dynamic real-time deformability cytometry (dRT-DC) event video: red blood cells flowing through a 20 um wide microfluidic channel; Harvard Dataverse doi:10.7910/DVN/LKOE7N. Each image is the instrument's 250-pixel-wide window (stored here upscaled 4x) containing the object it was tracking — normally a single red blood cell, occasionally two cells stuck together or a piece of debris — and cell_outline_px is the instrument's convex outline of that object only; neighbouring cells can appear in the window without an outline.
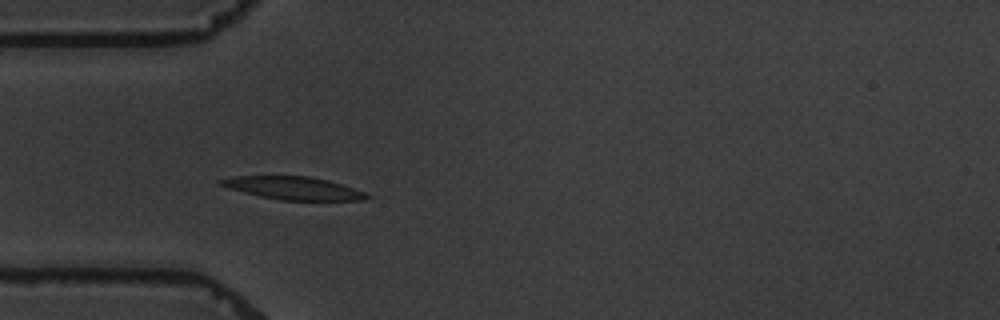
{"species": "common noctule bat (a hibernating species)", "species_latin": "Nyctalus noctula", "temperature_condition": "warm", "stored_images_in_passage": 5, "camera_frame_rate_fps": 3000, "um_per_image_px": 0.085, "animal": {"sex": "male", "body_mass_g": 19.5, "forearm_length_mm": 54.6}, "frame": {"image": 1, "passage_image": 4, "time_ms": 3.667, "image_size_px": [1000, 320], "cell_outline_px": [[372, 196], [364, 200], [280, 200], [260, 196], [228, 188], [216, 184], [216, 180], [236, 176], [308, 176], [328, 180], [364, 192]], "centroid_in_image_um": [24.88, 15.99], "position_along_channel_um": 60.1, "area_um2": 19.36}}
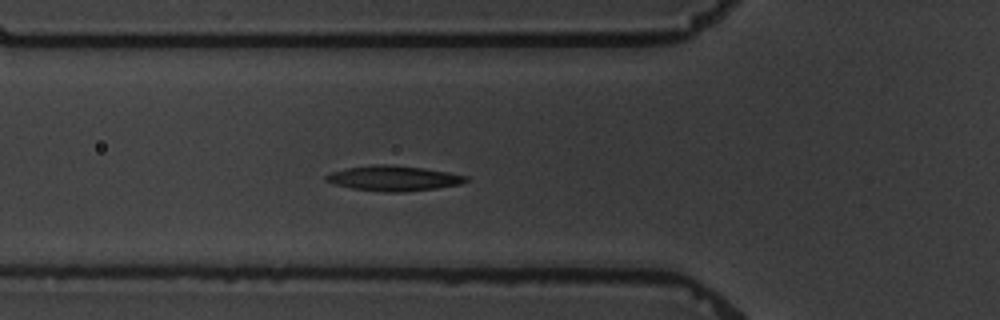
{"frame": {"image": 2, "passage_image": 5, "time_ms": 4.667, "image_size_px": [1000, 320], "cell_outline_px": [[468, 180], [460, 184], [436, 188], [404, 192], [388, 192], [352, 188], [336, 184], [324, 180], [324, 176], [328, 172], [348, 168], [372, 164], [384, 164], [424, 168], [448, 172], [468, 176]], "centroid_in_image_um": [33.43, 15.15], "position_along_channel_um": 92.4, "area_um2": 20.4}}